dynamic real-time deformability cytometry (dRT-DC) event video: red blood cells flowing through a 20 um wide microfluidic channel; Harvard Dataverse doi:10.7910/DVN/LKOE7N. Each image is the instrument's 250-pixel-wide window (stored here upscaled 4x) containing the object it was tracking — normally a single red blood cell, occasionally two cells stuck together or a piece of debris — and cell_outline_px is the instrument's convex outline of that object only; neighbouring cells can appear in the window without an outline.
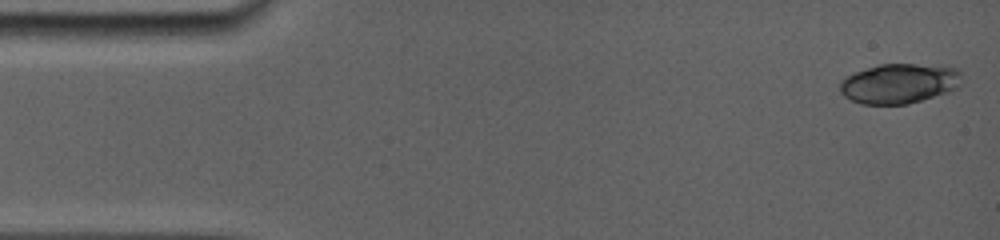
{"species": "common noctule bat (a hibernating species)", "species_latin": "Nyctalus noctula", "temperature_condition": "room temperature", "stored_images_in_passage": 6, "camera_frame_rate_fps": 5000, "um_per_image_px": 0.085, "animal": {"sex": "female", "body_mass_g": 19.0, "forearm_length_mm": 56.7}, "frame": {"image": 1, "passage_image": 1, "time_ms": 0.0, "image_size_px": [1000, 240], "cell_outline_px": [[960, 88], [948, 92], [908, 104], [860, 104], [844, 96], [840, 92], [840, 80], [844, 76], [880, 64], [944, 64], [960, 68]], "centroid_in_image_um": [76.48, 7.08], "position_along_channel_um": 8.5, "area_um2": 28.78}}
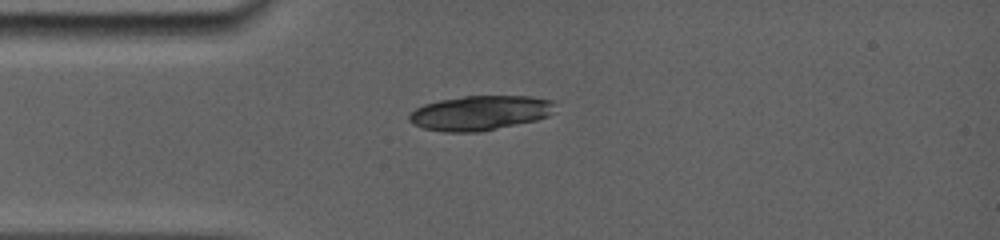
{"frame": {"image": 2, "passage_image": 6, "time_ms": 3.6, "image_size_px": [1000, 240], "cell_outline_px": [[552, 112], [548, 116], [536, 120], [480, 132], [444, 132], [424, 128], [412, 124], [408, 120], [408, 116], [416, 108], [424, 104], [440, 100], [464, 96], [532, 96], [552, 100]], "centroid_in_image_um": [40.77, 9.6], "position_along_channel_um": 44.2, "area_um2": 29.36}}